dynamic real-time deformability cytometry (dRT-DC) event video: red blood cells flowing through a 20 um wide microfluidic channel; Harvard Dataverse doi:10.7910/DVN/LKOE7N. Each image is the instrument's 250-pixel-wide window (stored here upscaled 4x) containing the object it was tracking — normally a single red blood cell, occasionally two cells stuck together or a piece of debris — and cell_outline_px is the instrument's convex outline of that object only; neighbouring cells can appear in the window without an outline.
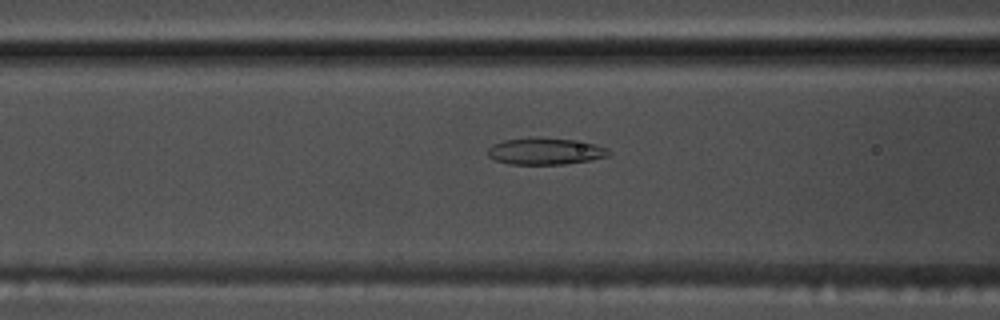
{"species": "common noctule bat (a hibernating species)", "species_latin": "Nyctalus noctula", "temperature_condition": "warm", "stored_images_in_passage": 55, "camera_frame_rate_fps": 3000, "um_per_image_px": 0.085, "animal": {"sex": "male", "body_mass_g": 17.5, "forearm_length_mm": 52.3}, "frame": {"image": 1, "passage_image": 22, "time_ms": 7.0, "image_size_px": [1000, 320], "cell_outline_px": [[612, 152], [608, 156], [592, 160], [564, 164], [508, 164], [496, 160], [488, 156], [488, 148], [492, 144], [504, 140], [532, 136], [536, 136], [572, 140], [596, 144], [608, 148]], "centroid_in_image_um": [46.35, 12.84], "position_along_channel_um": 120.2, "area_um2": 19.13}}
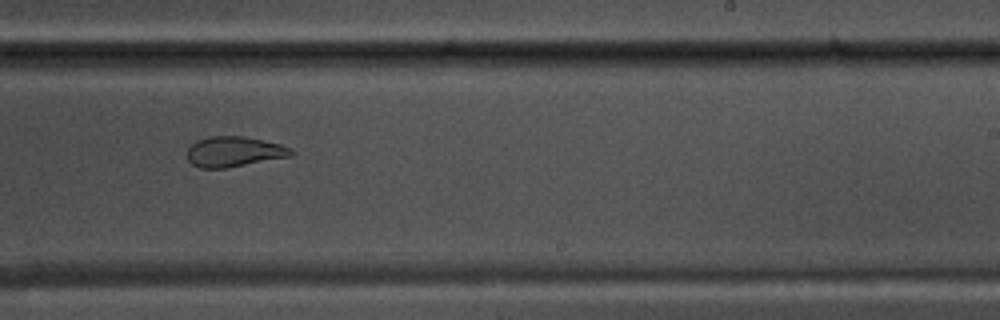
{"frame": {"image": 2, "passage_image": 34, "time_ms": 11.0, "image_size_px": [1000, 320], "cell_outline_px": [[296, 152], [292, 156], [228, 168], [200, 168], [192, 164], [188, 160], [188, 148], [196, 140], [208, 136], [244, 136], [280, 144]], "centroid_in_image_um": [19.89, 12.89], "position_along_channel_um": 269.1, "area_um2": 18.44}}
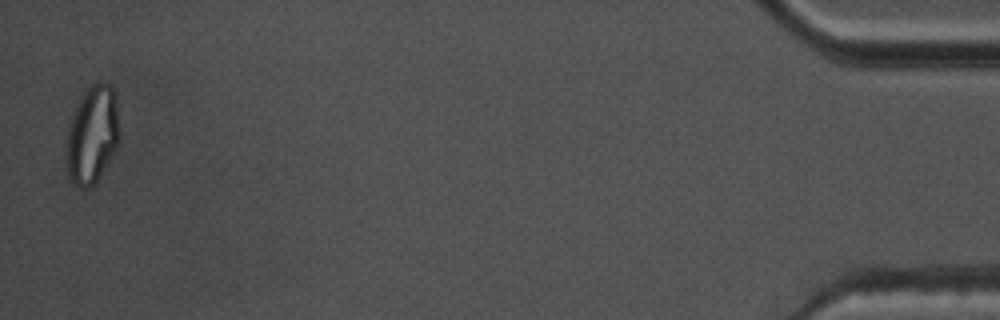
{"frame": {"image": 3, "passage_image": 54, "time_ms": 17.667, "image_size_px": [1000, 320], "cell_outline_px": [[120, 140], [112, 156], [96, 180], [88, 188], [80, 188], [68, 176], [64, 156], [64, 144], [68, 124], [80, 96], [92, 84], [108, 84], [112, 88], [116, 104], [120, 136]], "centroid_in_image_um": [7.79, 11.48], "position_along_channel_um": 427.4, "area_um2": 30.4}}